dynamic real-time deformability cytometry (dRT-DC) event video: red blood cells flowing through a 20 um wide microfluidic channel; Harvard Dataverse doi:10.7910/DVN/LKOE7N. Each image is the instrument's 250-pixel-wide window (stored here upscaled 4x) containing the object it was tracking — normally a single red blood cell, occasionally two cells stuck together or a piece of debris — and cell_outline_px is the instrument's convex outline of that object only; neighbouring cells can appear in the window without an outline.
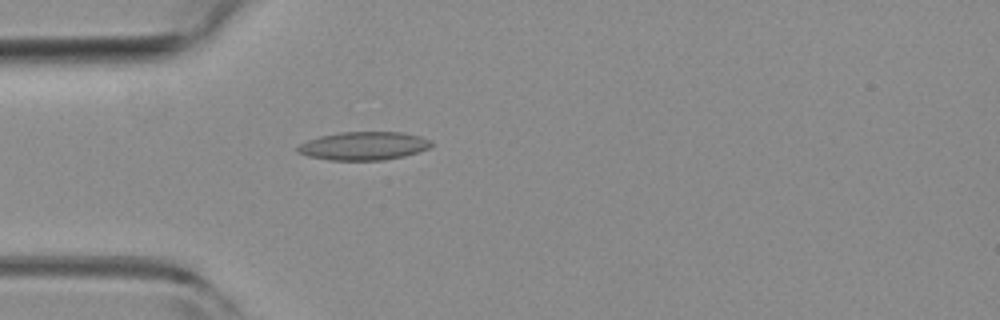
{"species": "common noctule bat (a hibernating species)", "species_latin": "Nyctalus noctula", "temperature_condition": "room temperature", "stored_images_in_passage": 4, "camera_frame_rate_fps": 3000, "um_per_image_px": 0.085, "animal": {"sex": "female", "body_mass_g": 19.3, "forearm_length_mm": 54.1}, "frame": {"image": 1, "passage_image": 4, "time_ms": 1.0, "image_size_px": [1000, 320], "cell_outline_px": [[432, 144], [428, 148], [404, 156], [384, 160], [328, 160], [308, 156], [296, 152], [296, 148], [300, 144], [308, 140], [320, 136], [340, 132], [400, 132], [420, 136], [432, 140]], "centroid_in_image_um": [30.89, 12.4], "position_along_channel_um": 54.1, "area_um2": 22.02}}